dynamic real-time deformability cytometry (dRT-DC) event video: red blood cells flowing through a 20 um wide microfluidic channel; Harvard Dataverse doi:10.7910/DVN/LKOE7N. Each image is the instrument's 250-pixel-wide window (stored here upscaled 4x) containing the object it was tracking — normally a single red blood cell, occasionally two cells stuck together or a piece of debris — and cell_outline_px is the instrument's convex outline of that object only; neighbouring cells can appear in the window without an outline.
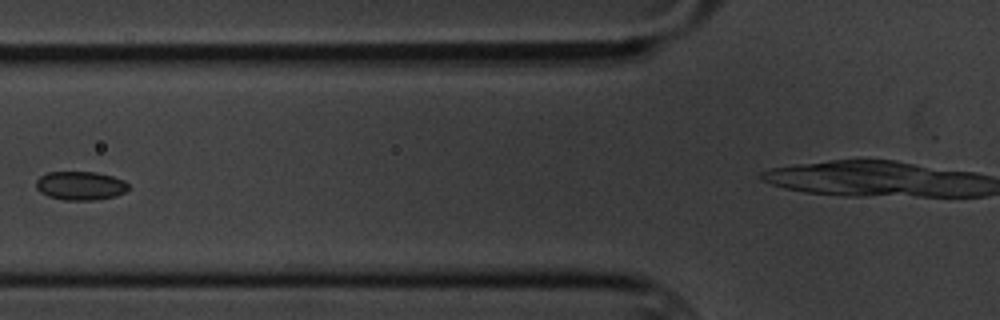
{"species": "common noctule bat (a hibernating species)", "species_latin": "Nyctalus noctula", "temperature_condition": "cold", "stored_images_in_passage": 8, "camera_frame_rate_fps": 3000, "um_per_image_px": 0.085, "animal": {"sex": "male", "body_mass_g": 20.1, "forearm_length_mm": 53.5}, "frame": {"image": 1, "passage_image": 7, "time_ms": 8.0, "image_size_px": [1000, 320], "cell_outline_px": [[128, 188], [124, 192], [116, 196], [92, 200], [64, 200], [48, 196], [40, 192], [36, 188], [36, 180], [40, 176], [48, 172], [96, 172], [112, 176], [124, 180], [128, 184]], "centroid_in_image_um": [6.82, 15.78], "position_along_channel_um": 119.0, "area_um2": 15.43}}